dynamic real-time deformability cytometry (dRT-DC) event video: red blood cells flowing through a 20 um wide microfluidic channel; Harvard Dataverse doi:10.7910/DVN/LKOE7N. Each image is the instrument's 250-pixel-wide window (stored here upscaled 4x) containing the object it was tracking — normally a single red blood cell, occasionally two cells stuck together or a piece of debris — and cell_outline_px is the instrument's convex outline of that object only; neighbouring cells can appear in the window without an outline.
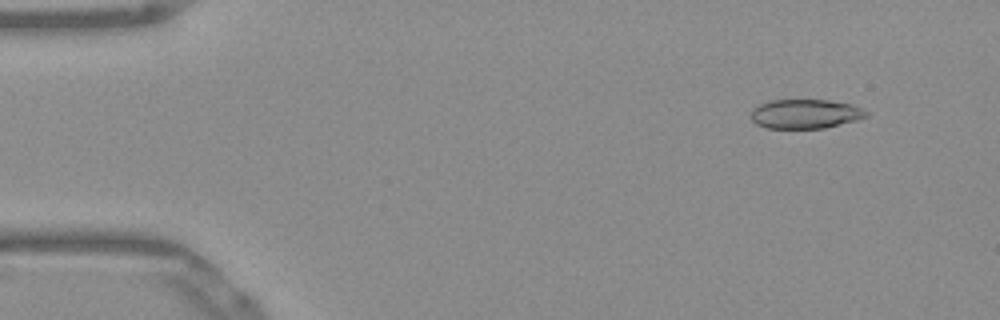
{"species": "Egyptian fruit bat (a non-hibernating species)", "species_latin": "Rousettus aegyptiacus", "temperature_condition": "warm", "stored_images_in_passage": 52, "camera_frame_rate_fps": 3000, "um_per_image_px": 0.085, "frame": {"image": 1, "passage_image": 5, "time_ms": 1.333, "image_size_px": [1000, 320], "cell_outline_px": [[868, 116], [856, 120], [824, 128], [768, 128], [756, 124], [752, 120], [752, 108], [768, 100], [828, 100], [852, 104], [868, 112]], "centroid_in_image_um": [68.44, 9.67], "position_along_channel_um": 16.6, "area_um2": 19.59}}
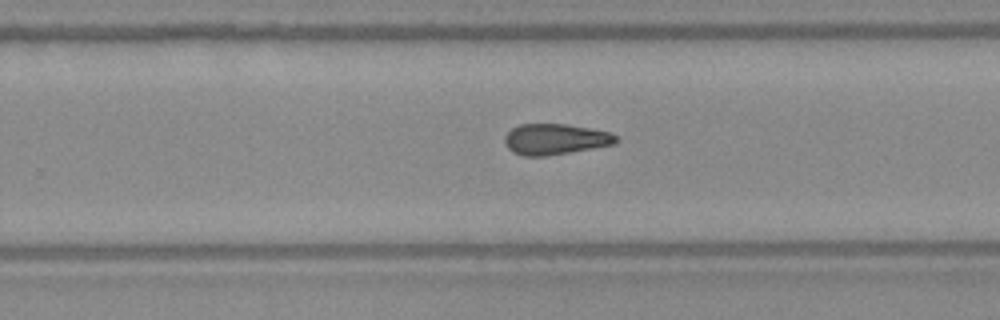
{"frame": {"image": 2, "passage_image": 33, "time_ms": 10.667, "image_size_px": [1000, 320], "cell_outline_px": [[620, 140], [616, 144], [544, 156], [524, 156], [512, 152], [504, 144], [504, 136], [512, 128], [520, 124], [564, 124], [592, 128], [612, 132]], "centroid_in_image_um": [47.2, 11.82], "position_along_channel_um": 282.6, "area_um2": 20.11}}
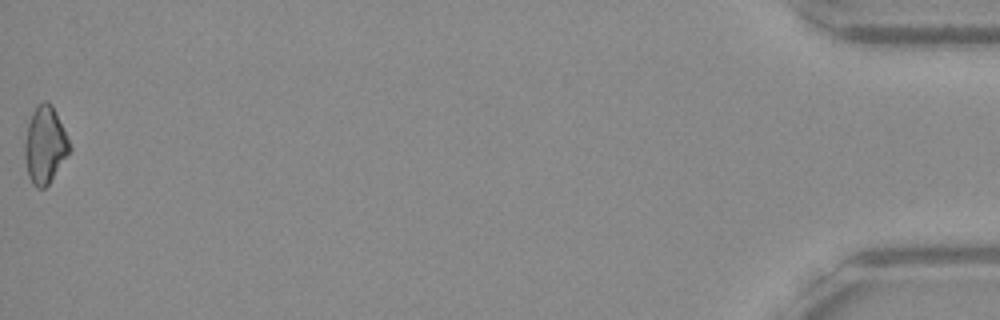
{"frame": {"image": 3, "passage_image": 52, "time_ms": 17.0, "image_size_px": [1000, 320], "cell_outline_px": [[72, 148], [48, 184], [44, 188], [36, 188], [32, 184], [28, 176], [24, 156], [24, 144], [28, 124], [32, 112], [36, 104], [44, 100], [48, 100], [52, 104], [56, 112]], "centroid_in_image_um": [3.8, 12.3], "position_along_channel_um": 431.4, "area_um2": 20.11}, "authors_computed_cell_mechanics": {"area_um2": 20.3167, "velocity_mm_per_s": 3.9171, "shape_relaxation_time_tau1_ms": null, "shape_relaxation_time_tau2_ms": 4.3914, "deformation_change_tau1": null, "deformation_change_tau2": 0.1039}}